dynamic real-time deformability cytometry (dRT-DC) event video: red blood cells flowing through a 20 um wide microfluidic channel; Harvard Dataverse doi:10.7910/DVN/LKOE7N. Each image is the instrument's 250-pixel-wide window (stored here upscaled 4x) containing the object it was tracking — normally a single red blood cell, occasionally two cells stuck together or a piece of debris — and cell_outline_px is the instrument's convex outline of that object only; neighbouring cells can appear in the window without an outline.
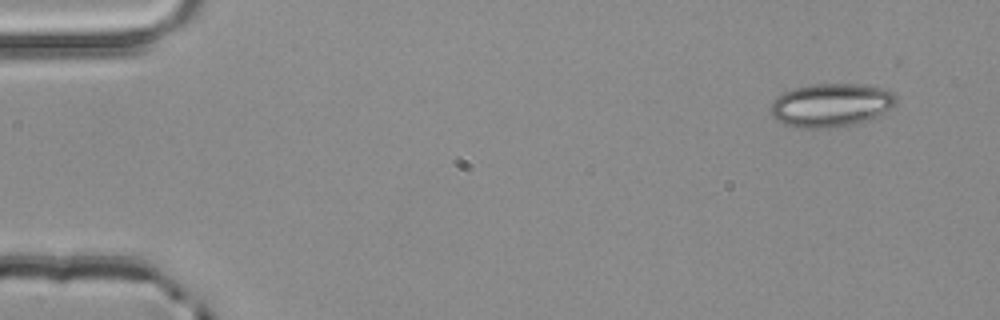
{"species": "common noctule bat (a hibernating species)", "species_latin": "Nyctalus noctula", "temperature_condition": "room temperature", "stored_images_in_passage": 3, "camera_frame_rate_fps": 3000, "um_per_image_px": 0.085, "animal": {"sex": "male", "body_mass_g": 20.4}, "frame": {"image": 1, "passage_image": 1, "time_ms": 0.0, "image_size_px": [1000, 320], "cell_outline_px": [[896, 104], [884, 112], [868, 120], [856, 124], [836, 128], [796, 128], [784, 124], [776, 120], [772, 116], [772, 104], [776, 96], [792, 88], [812, 84], [864, 84], [880, 88], [892, 92], [896, 96]], "centroid_in_image_um": [70.62, 8.94], "position_along_channel_um": 14.4, "area_um2": 31.96}}